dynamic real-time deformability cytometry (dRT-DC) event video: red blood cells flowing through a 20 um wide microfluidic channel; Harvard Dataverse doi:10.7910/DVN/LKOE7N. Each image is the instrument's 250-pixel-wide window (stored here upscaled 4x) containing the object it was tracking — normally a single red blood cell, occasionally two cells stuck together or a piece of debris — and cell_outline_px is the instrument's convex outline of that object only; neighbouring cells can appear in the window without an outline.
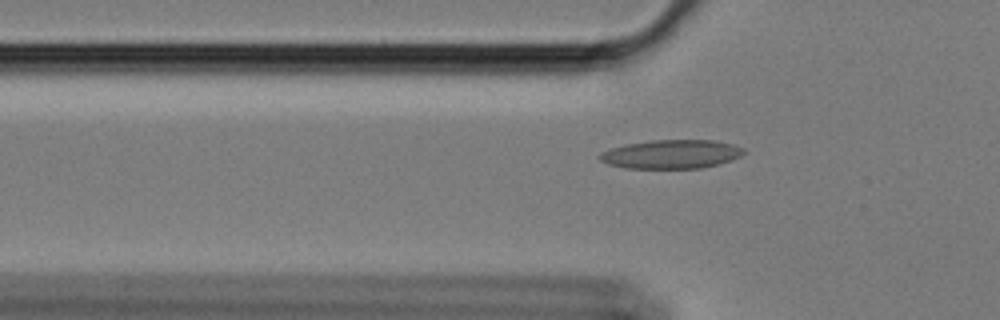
{"species": "Egyptian fruit bat (a non-hibernating species)", "species_latin": "Rousettus aegyptiacus", "temperature_condition": "cold", "stored_images_in_passage": 52, "camera_frame_rate_fps": 3000, "um_per_image_px": 0.085, "animal": {"sex": "female"}, "frame": {"image": 1, "passage_image": 17, "time_ms": 5.333, "image_size_px": [1000, 320], "cell_outline_px": [[744, 152], [740, 156], [716, 164], [700, 168], [624, 168], [608, 164], [600, 160], [600, 152], [612, 148], [628, 144], [652, 140], [716, 140], [732, 144], [744, 148]], "centroid_in_image_um": [57.05, 13.1], "position_along_channel_um": 68.8, "area_um2": 23.87}}
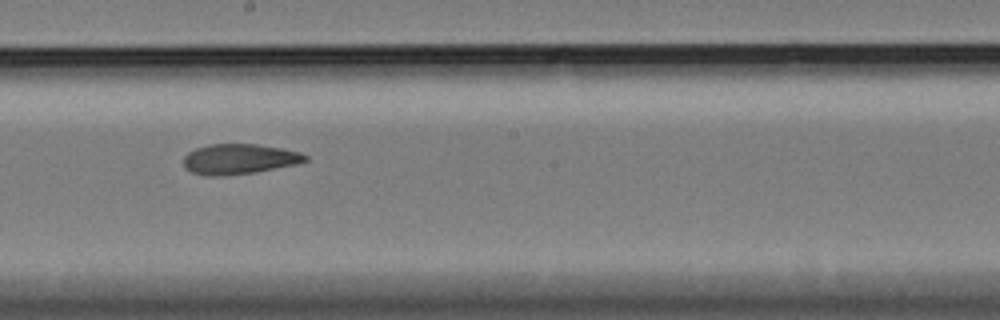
{"frame": {"image": 2, "passage_image": 31, "time_ms": 10.0, "image_size_px": [1000, 320], "cell_outline_px": [[308, 160], [296, 164], [252, 172], [216, 176], [204, 176], [192, 172], [184, 168], [184, 156], [188, 152], [196, 148], [208, 144], [256, 144], [280, 148], [300, 152], [308, 156]], "centroid_in_image_um": [20.29, 13.51], "position_along_channel_um": 227.9, "area_um2": 21.27}}
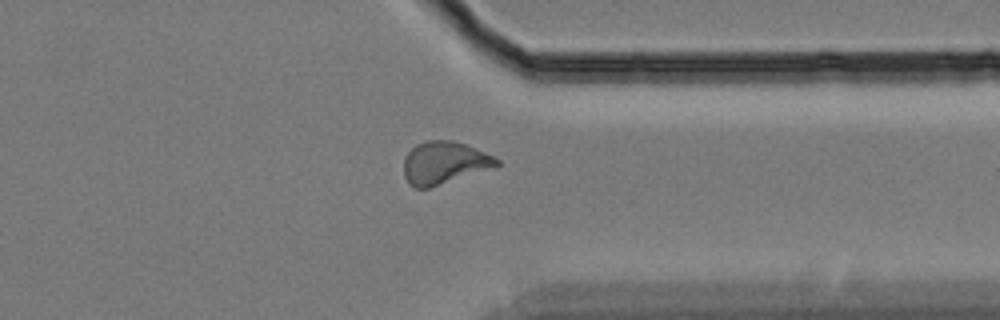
{"frame": {"image": 3, "passage_image": 44, "time_ms": 14.333, "image_size_px": [1000, 320], "cell_outline_px": [[500, 164], [428, 188], [416, 188], [408, 184], [404, 176], [404, 160], [408, 152], [416, 144], [424, 140], [452, 140], [464, 144], [484, 152], [500, 160]], "centroid_in_image_um": [37.69, 13.82], "position_along_channel_um": 373.7, "area_um2": 22.48}, "authors_computed_cell_mechanics": {"area_um2": 22.5131, "velocity_mm_per_s": 3.397, "shape_relaxation_time_tau1_ms": null, "shape_relaxation_time_tau2_ms": 3.5495, "deformation_change_tau1": null, "deformation_change_tau2": 0.0976}}